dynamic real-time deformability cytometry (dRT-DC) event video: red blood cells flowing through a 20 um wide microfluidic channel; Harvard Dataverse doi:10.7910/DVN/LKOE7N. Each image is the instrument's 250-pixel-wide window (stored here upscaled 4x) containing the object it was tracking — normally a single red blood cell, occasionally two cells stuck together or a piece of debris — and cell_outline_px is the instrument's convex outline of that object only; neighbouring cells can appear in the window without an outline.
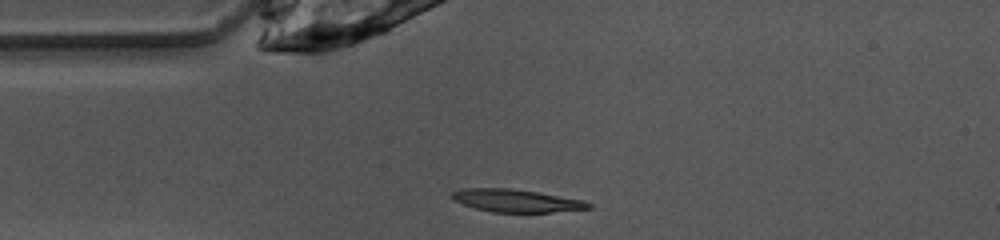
{"species": "common noctule bat (a hibernating species)", "species_latin": "Nyctalus noctula", "temperature_condition": "warm", "stored_images_in_passage": 39, "camera_frame_rate_fps": 3000, "um_per_image_px": 0.085, "animal": {"sex": "female", "body_mass_g": 10.0, "forearm_length_mm": 53.1}, "frame": {"image": 1, "passage_image": 1, "time_ms": 0.0, "image_size_px": [1000, 240], "cell_outline_px": [[592, 208], [552, 212], [492, 212], [476, 208], [464, 204], [456, 200], [452, 196], [452, 192], [464, 188], [512, 188], [584, 200], [592, 204]], "centroid_in_image_um": [43.93, 17.06], "position_along_channel_um": 41.1, "area_um2": 17.86}}
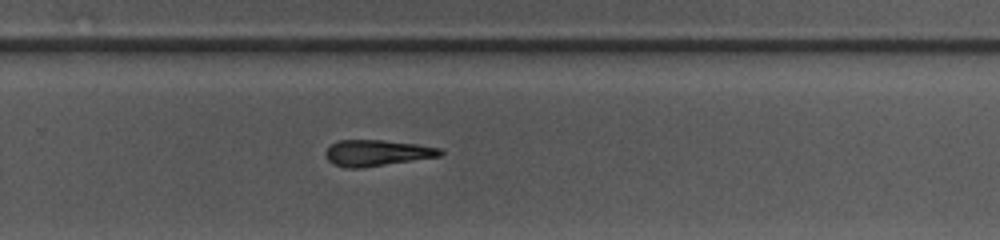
{"frame": {"image": 2, "passage_image": 21, "time_ms": 6.667, "image_size_px": [1000, 240], "cell_outline_px": [[444, 152], [440, 156], [360, 168], [344, 168], [332, 164], [324, 156], [324, 152], [336, 140], [384, 140], [416, 144], [440, 148]], "centroid_in_image_um": [31.98, 13.0], "position_along_channel_um": 297.8, "area_um2": 17.46}}
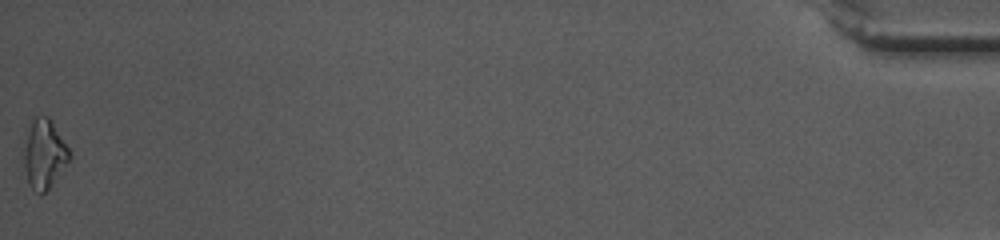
{"frame": {"image": 3, "passage_image": 39, "time_ms": 12.667, "image_size_px": [1000, 240], "cell_outline_px": [[72, 156], [48, 188], [40, 196], [28, 184], [24, 168], [24, 152], [28, 132], [32, 120], [36, 116], [48, 116], [68, 148]], "centroid_in_image_um": [3.75, 13.11], "position_along_channel_um": 431.5, "area_um2": 17.8}, "authors_computed_cell_mechanics": {"area_um2": 17.6868, "velocity_mm_per_s": 4.0267, "shape_relaxation_time_tau1_ms": 5.8974, "shape_relaxation_time_tau2_ms": null, "deformation_change_tau1": 0.1983, "deformation_change_tau2": null}}